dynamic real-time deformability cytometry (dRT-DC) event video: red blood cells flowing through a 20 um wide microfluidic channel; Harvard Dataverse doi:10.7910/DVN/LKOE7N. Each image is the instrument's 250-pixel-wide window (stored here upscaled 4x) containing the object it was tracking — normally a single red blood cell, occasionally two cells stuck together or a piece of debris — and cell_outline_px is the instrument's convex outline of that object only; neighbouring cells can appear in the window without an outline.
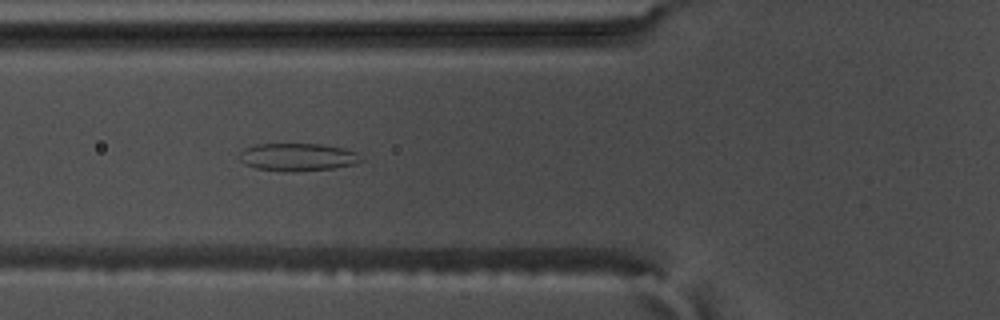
{"species": "common noctule bat (a hibernating species)", "species_latin": "Nyctalus noctula", "temperature_condition": "warm", "stored_images_in_passage": 59, "camera_frame_rate_fps": 3000, "um_per_image_px": 0.085, "animal": {"sex": "male", "body_mass_g": 17.5, "forearm_length_mm": 52.3}, "frame": {"image": 1, "passage_image": 22, "time_ms": 7.0, "image_size_px": [1000, 320], "cell_outline_px": [[364, 160], [356, 164], [332, 168], [296, 172], [284, 172], [256, 168], [244, 164], [240, 160], [240, 152], [244, 148], [256, 144], [320, 144], [344, 148], [356, 152]], "centroid_in_image_um": [25.3, 13.36], "position_along_channel_um": 100.5, "area_um2": 19.83}}
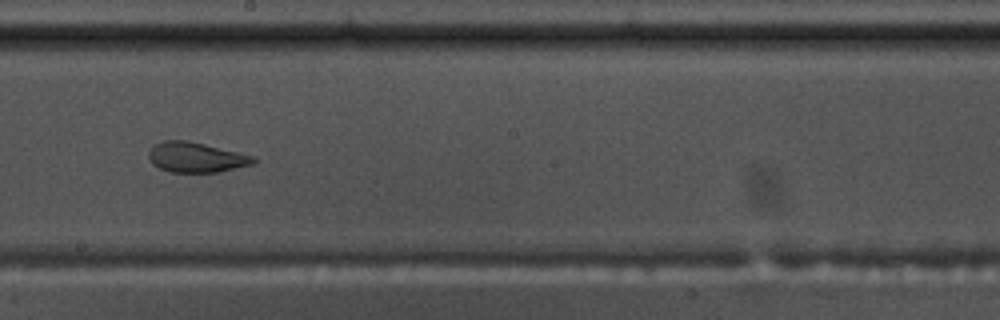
{"frame": {"image": 2, "passage_image": 33, "time_ms": 10.667, "image_size_px": [1000, 320], "cell_outline_px": [[256, 160], [252, 164], [220, 172], [168, 172], [152, 164], [148, 156], [148, 152], [152, 144], [164, 140], [188, 140], [252, 156]], "centroid_in_image_um": [16.59, 13.37], "position_along_channel_um": 231.6, "area_um2": 18.32}}
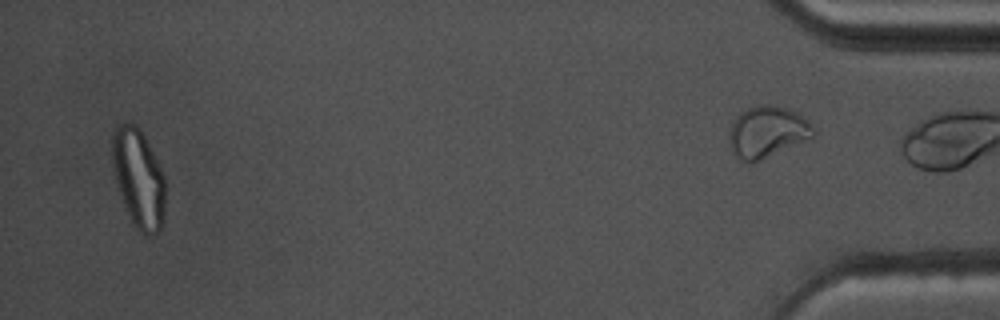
{"frame": {"image": 3, "passage_image": 56, "time_ms": 18.333, "image_size_px": [1000, 320], "cell_outline_px": [[164, 224], [152, 236], [144, 236], [132, 224], [120, 196], [116, 184], [112, 168], [112, 132], [116, 124], [124, 120], [136, 124], [140, 128], [164, 176]], "centroid_in_image_um": [11.74, 15.14], "position_along_channel_um": 423.5, "area_um2": 30.98}, "authors_computed_cell_mechanics": {"area_um2": 25.9522, "velocity_mm_per_s": 3.5794, "shape_relaxation_time_tau1_ms": null, "shape_relaxation_time_tau2_ms": 1.4937, "deformation_change_tau1": null, "deformation_change_tau2": 0.0865}}